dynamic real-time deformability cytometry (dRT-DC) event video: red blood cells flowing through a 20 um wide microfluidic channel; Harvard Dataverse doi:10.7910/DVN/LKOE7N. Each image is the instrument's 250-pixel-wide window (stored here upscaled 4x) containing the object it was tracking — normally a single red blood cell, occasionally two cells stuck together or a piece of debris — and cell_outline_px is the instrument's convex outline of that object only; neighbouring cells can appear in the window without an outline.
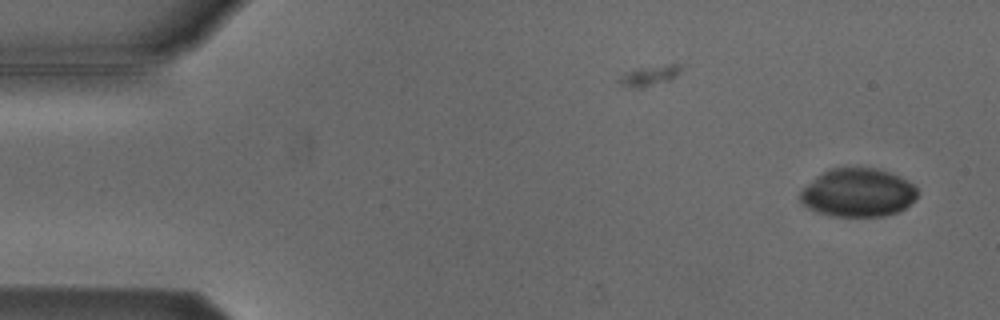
{"species": "Egyptian fruit bat (a non-hibernating species)", "species_latin": "Rousettus aegyptiacus", "temperature_condition": "cold", "stored_images_in_passage": 2, "camera_frame_rate_fps": 3000, "um_per_image_px": 0.085, "animal": {"sex": "male"}, "frame": {"image": 1, "passage_image": 2, "time_ms": 1.0, "image_size_px": [1000, 320], "cell_outline_px": [[920, 192], [916, 200], [900, 212], [884, 216], [832, 216], [808, 208], [800, 200], [800, 192], [816, 176], [828, 168], [876, 168], [900, 176], [916, 184]], "centroid_in_image_um": [73.0, 16.37], "position_along_channel_um": 12.0, "area_um2": 33.41}}